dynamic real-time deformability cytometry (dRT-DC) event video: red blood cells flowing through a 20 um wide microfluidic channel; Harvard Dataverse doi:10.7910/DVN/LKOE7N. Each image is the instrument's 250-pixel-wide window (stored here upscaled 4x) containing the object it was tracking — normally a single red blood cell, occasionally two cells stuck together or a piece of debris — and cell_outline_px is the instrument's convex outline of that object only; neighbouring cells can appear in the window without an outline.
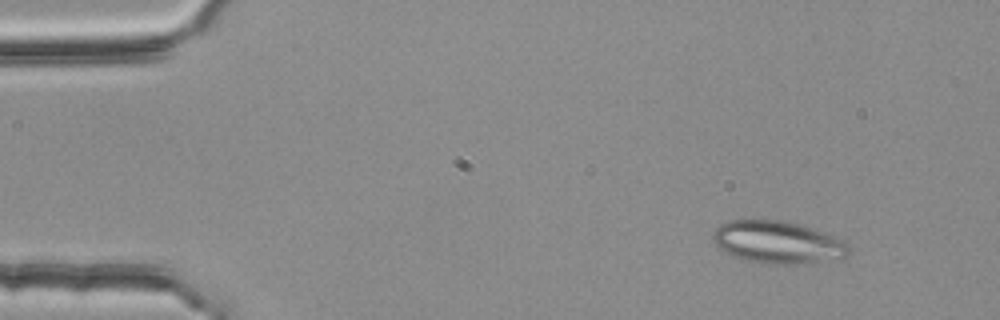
{"species": "common noctule bat (a hibernating species)", "species_latin": "Nyctalus noctula", "temperature_condition": "room temperature", "stored_images_in_passage": 3, "camera_frame_rate_fps": 3000, "um_per_image_px": 0.085, "animal": {"sex": "female", "body_mass_g": 25.1}, "frame": {"image": 1, "passage_image": 1, "time_ms": 0.0, "image_size_px": [1000, 320], "cell_outline_px": [[852, 252], [844, 256], [820, 260], [788, 264], [772, 264], [744, 260], [732, 256], [724, 252], [716, 244], [712, 236], [716, 228], [720, 224], [728, 220], [784, 220], [800, 224], [824, 232], [844, 240], [852, 248]], "centroid_in_image_um": [66.08, 20.57], "position_along_channel_um": 18.9, "area_um2": 33.35}}